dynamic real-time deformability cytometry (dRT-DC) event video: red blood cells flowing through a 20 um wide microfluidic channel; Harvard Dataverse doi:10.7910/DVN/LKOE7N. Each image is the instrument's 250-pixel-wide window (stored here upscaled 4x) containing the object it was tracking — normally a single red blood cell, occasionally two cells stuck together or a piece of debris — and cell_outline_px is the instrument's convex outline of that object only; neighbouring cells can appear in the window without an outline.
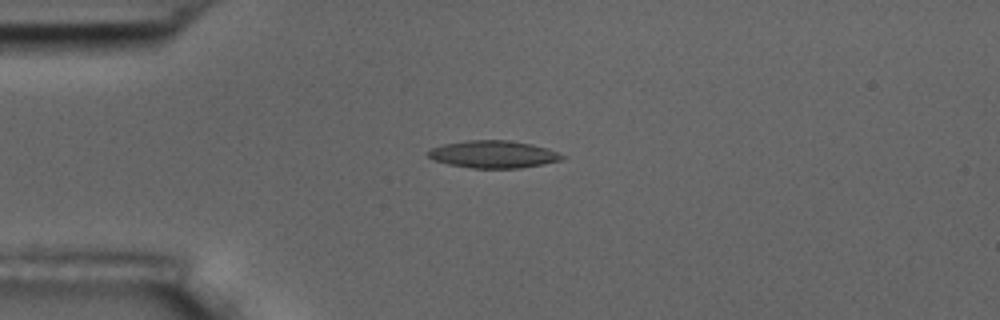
{"species": "common noctule bat (a hibernating species)", "species_latin": "Nyctalus noctula", "temperature_condition": "room temperature", "stored_images_in_passage": 14, "camera_frame_rate_fps": 3000, "um_per_image_px": 0.085, "animal": {"sex": "male", "body_mass_g": 17.5, "forearm_length_mm": 52.3}, "frame": {"image": 1, "passage_image": 3, "time_ms": 3.0, "image_size_px": [1000, 320], "cell_outline_px": [[568, 156], [560, 160], [544, 164], [520, 168], [472, 168], [448, 164], [432, 160], [424, 152], [428, 148], [444, 144], [468, 140], [508, 140], [532, 144], [548, 148]], "centroid_in_image_um": [41.91, 13.11], "position_along_channel_um": 43.1, "area_um2": 21.68}}
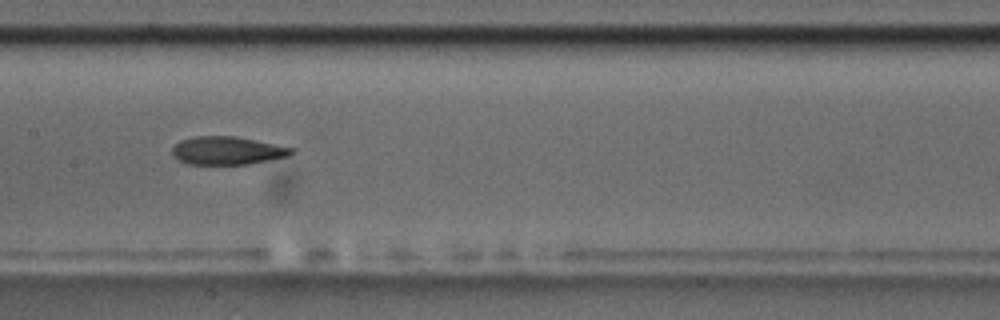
{"frame": {"image": 2, "passage_image": 7, "time_ms": 7.667, "image_size_px": [1000, 320], "cell_outline_px": [[296, 152], [288, 156], [248, 164], [188, 164], [180, 160], [172, 152], [172, 148], [180, 140], [196, 136], [236, 136], [296, 148]], "centroid_in_image_um": [19.37, 12.79], "position_along_channel_um": 188.0, "area_um2": 19.48}}
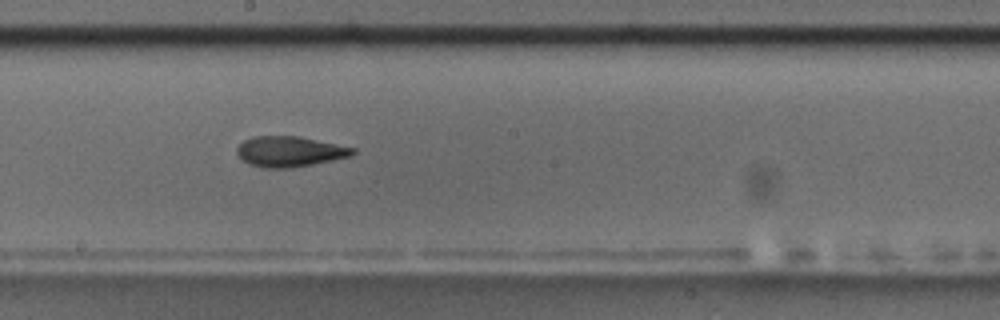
{"frame": {"image": 3, "passage_image": 8, "time_ms": 8.667, "image_size_px": [1000, 320], "cell_outline_px": [[356, 152], [352, 156], [312, 164], [288, 168], [264, 168], [248, 164], [236, 152], [236, 148], [244, 140], [252, 136], [300, 136], [356, 148]], "centroid_in_image_um": [24.63, 12.87], "position_along_channel_um": 223.6, "area_um2": 20.58}, "authors_computed_cell_mechanics": {"area_um2": 20.3456, "velocity_mm_per_s": 3.5667, "shape_relaxation_time_tau1_ms": 10.6322, "shape_relaxation_time_tau2_ms": 2.7491, "deformation_change_tau1": 0.2193, "deformation_change_tau2": 0.0937}}